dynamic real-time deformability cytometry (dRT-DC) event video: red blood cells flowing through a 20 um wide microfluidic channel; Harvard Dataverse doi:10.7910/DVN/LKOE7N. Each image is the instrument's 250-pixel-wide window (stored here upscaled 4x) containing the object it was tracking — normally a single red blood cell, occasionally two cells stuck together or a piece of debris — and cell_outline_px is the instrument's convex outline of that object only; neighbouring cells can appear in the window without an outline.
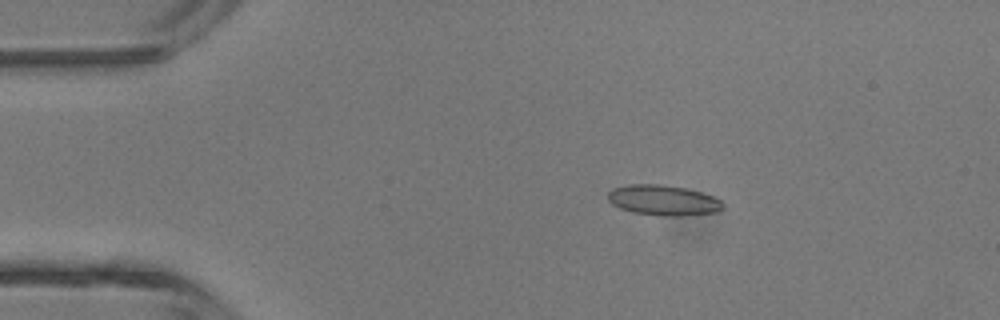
{"species": "common noctule bat (a hibernating species)", "species_latin": "Nyctalus noctula", "temperature_condition": "room temperature", "stored_images_in_passage": 5, "camera_frame_rate_fps": 3000, "um_per_image_px": 0.085, "animal": {"sex": "male", "body_mass_g": 13.3}, "frame": {"image": 1, "passage_image": 2, "time_ms": 0.333, "image_size_px": [1000, 320], "cell_outline_px": [[724, 208], [716, 212], [680, 216], [664, 216], [632, 212], [620, 208], [612, 204], [608, 200], [608, 192], [612, 188], [628, 184], [660, 184], [684, 188], [700, 192], [712, 196], [720, 200], [724, 204]], "centroid_in_image_um": [56.36, 17.02], "position_along_channel_um": 28.6, "area_um2": 20.35}}
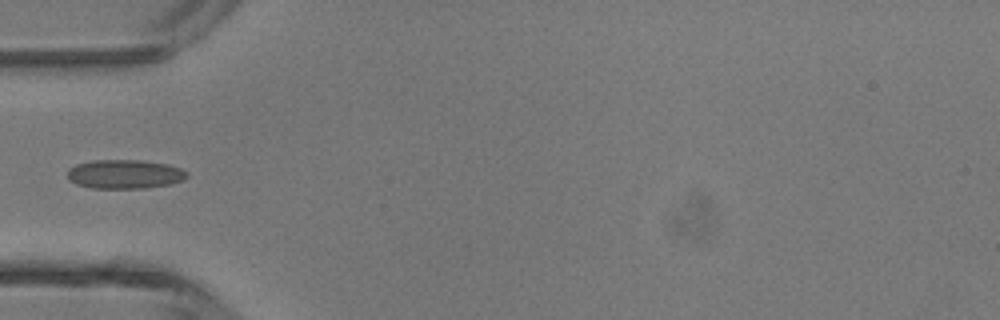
{"frame": {"image": 2, "passage_image": 4, "time_ms": 1.0, "image_size_px": [1000, 320], "cell_outline_px": [[188, 176], [184, 180], [168, 184], [144, 188], [92, 188], [76, 184], [68, 180], [68, 168], [76, 164], [92, 160], [140, 160], [168, 164], [180, 168], [188, 172]], "centroid_in_image_um": [10.59, 14.8], "position_along_channel_um": 74.4, "area_um2": 20.29}}
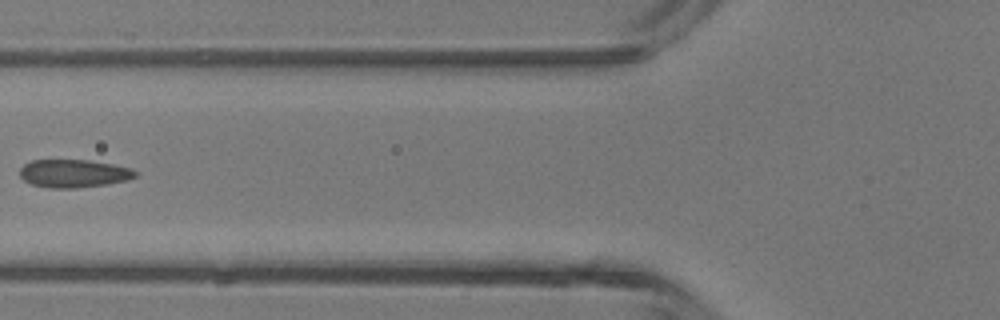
{"frame": {"image": 3, "passage_image": 5, "time_ms": 1.333, "image_size_px": [1000, 320], "cell_outline_px": [[136, 176], [128, 180], [108, 184], [76, 188], [48, 188], [32, 184], [24, 180], [20, 176], [20, 168], [24, 164], [32, 160], [88, 160], [112, 164], [132, 168], [136, 172]], "centroid_in_image_um": [6.26, 14.75], "position_along_channel_um": 119.5, "area_um2": 18.9}}